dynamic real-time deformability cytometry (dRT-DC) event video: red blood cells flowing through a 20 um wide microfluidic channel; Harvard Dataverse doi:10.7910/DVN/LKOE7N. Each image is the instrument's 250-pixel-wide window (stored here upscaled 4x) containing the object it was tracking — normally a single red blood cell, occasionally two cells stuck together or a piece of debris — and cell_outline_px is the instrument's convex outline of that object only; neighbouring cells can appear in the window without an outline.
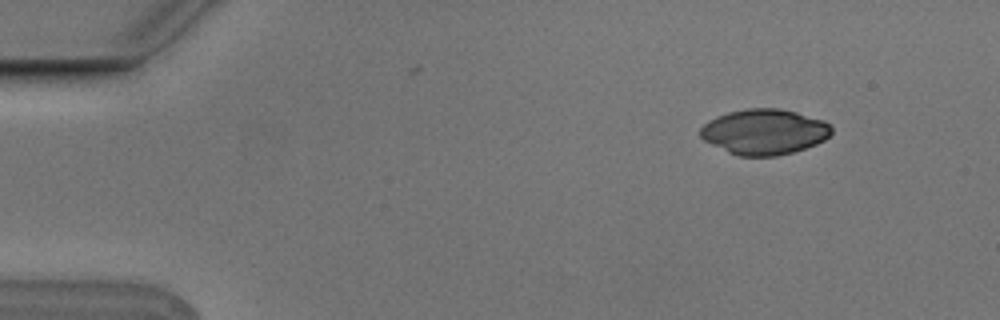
{"species": "Egyptian fruit bat (a non-hibernating species)", "species_latin": "Rousettus aegyptiacus", "temperature_condition": "cold", "stored_images_in_passage": 3, "camera_frame_rate_fps": 3000, "um_per_image_px": 0.085, "animal": {"sex": "male"}, "frame": {"image": 1, "passage_image": 2, "time_ms": 0.333, "image_size_px": [1000, 320], "cell_outline_px": [[832, 132], [824, 140], [816, 144], [792, 152], [776, 156], [740, 156], [728, 152], [704, 140], [700, 136], [700, 128], [708, 120], [716, 116], [728, 112], [748, 108], [776, 108], [796, 112], [824, 120], [832, 124]], "centroid_in_image_um": [64.97, 11.19], "position_along_channel_um": 20.0, "area_um2": 34.74}}